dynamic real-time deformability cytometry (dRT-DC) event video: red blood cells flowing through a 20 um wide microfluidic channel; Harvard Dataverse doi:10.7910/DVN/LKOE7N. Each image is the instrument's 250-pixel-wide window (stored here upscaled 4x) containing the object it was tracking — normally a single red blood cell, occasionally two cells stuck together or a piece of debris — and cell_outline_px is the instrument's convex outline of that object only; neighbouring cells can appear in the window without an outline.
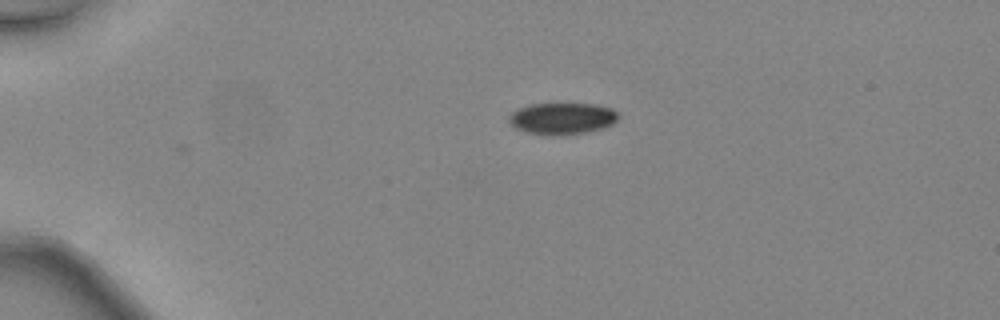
{"species": "common noctule bat (a hibernating species)", "species_latin": "Nyctalus noctula", "temperature_condition": "warm", "stored_images_in_passage": 31, "camera_frame_rate_fps": 3000, "um_per_image_px": 0.085, "animal": {"sex": "female", "body_mass_g": 24.6, "forearm_length_mm": 56.2}, "frame": {"image": 1, "passage_image": 1, "time_ms": 0.0, "image_size_px": [1000, 320], "cell_outline_px": [[620, 116], [612, 124], [604, 128], [584, 132], [552, 136], [548, 136], [524, 132], [516, 128], [508, 120], [508, 116], [512, 112], [528, 104], [596, 104], [612, 108]], "centroid_in_image_um": [47.77, 10.08], "position_along_channel_um": 37.2, "area_um2": 20.23}}
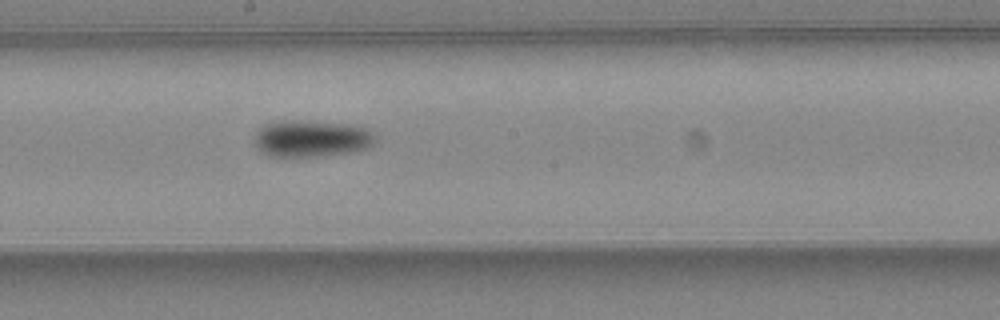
{"frame": {"image": 2, "passage_image": 17, "time_ms": 5.333, "image_size_px": [1000, 320], "cell_outline_px": [[380, 136], [368, 148], [348, 152], [324, 156], [268, 156], [260, 152], [252, 136], [260, 128], [268, 124], [284, 120], [296, 120], [348, 124], [368, 128]], "centroid_in_image_um": [26.51, 11.77], "position_along_channel_um": 221.7, "area_um2": 26.13}}
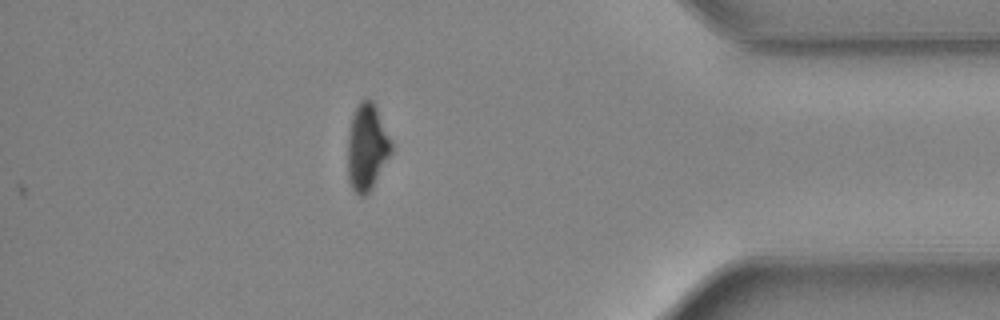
{"frame": {"image": 3, "passage_image": 31, "time_ms": 10.0, "image_size_px": [1000, 320], "cell_outline_px": [[392, 152], [368, 192], [364, 196], [360, 196], [352, 188], [348, 180], [348, 132], [352, 116], [360, 100], [372, 100], [376, 108], [392, 144]], "centroid_in_image_um": [31.17, 12.51], "position_along_channel_um": 404.0, "area_um2": 21.44}, "authors_computed_cell_mechanics": {"area_um2": 24.4494, "velocity_mm_per_s": 4.5611, "shape_relaxation_time_tau1_ms": 4.216, "shape_relaxation_time_tau2_ms": null, "deformation_change_tau1": 0.1496, "deformation_change_tau2": null}}